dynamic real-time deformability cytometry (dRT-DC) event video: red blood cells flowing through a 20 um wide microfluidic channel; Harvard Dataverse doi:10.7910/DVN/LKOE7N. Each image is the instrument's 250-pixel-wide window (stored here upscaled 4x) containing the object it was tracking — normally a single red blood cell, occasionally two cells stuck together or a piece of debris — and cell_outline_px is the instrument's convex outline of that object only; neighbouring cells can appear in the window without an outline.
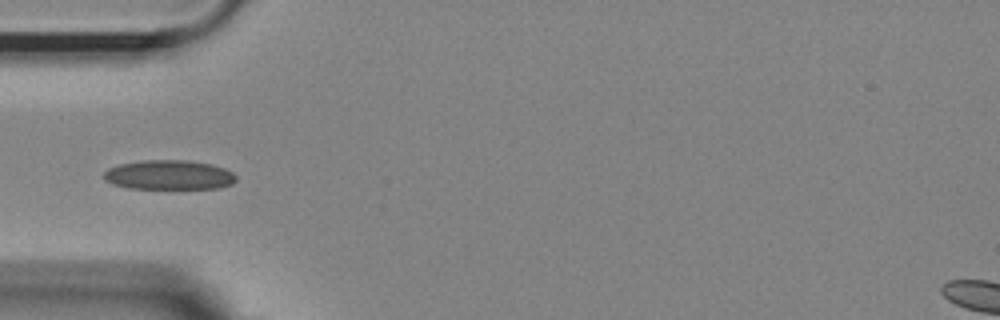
{"species": "Egyptian fruit bat (a non-hibernating species)", "species_latin": "Rousettus aegyptiacus", "temperature_condition": "room temperature", "stored_images_in_passage": 13, "camera_frame_rate_fps": 3000, "um_per_image_px": 0.085, "animal": {"sex": "female"}, "frame": {"image": 1, "passage_image": 1, "time_ms": 0.0, "image_size_px": [1000, 320], "cell_outline_px": [[236, 180], [232, 184], [220, 188], [128, 188], [112, 184], [104, 180], [104, 172], [108, 168], [120, 164], [144, 160], [184, 160], [212, 164], [224, 168], [232, 172], [236, 176]], "centroid_in_image_um": [14.36, 14.87], "position_along_channel_um": 70.6, "area_um2": 22.72}}
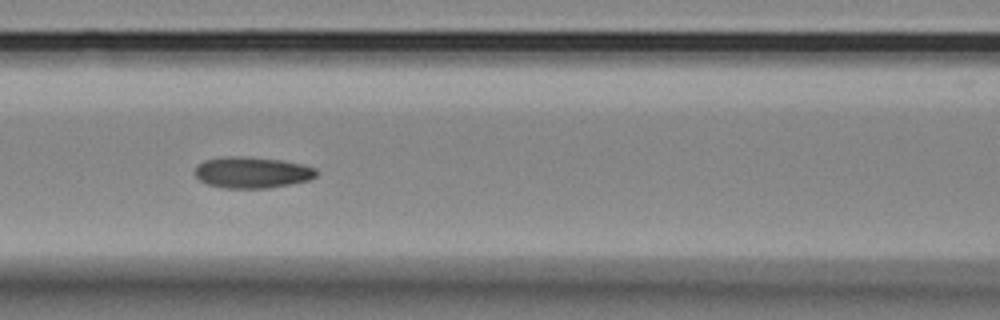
{"frame": {"image": 2, "passage_image": 7, "time_ms": 2.0, "image_size_px": [1000, 320], "cell_outline_px": [[316, 176], [308, 180], [268, 188], [224, 188], [208, 184], [200, 180], [192, 172], [196, 164], [204, 160], [224, 156], [244, 156], [284, 160], [316, 168]], "centroid_in_image_um": [21.36, 14.64], "position_along_channel_um": 145.2, "area_um2": 22.25}}
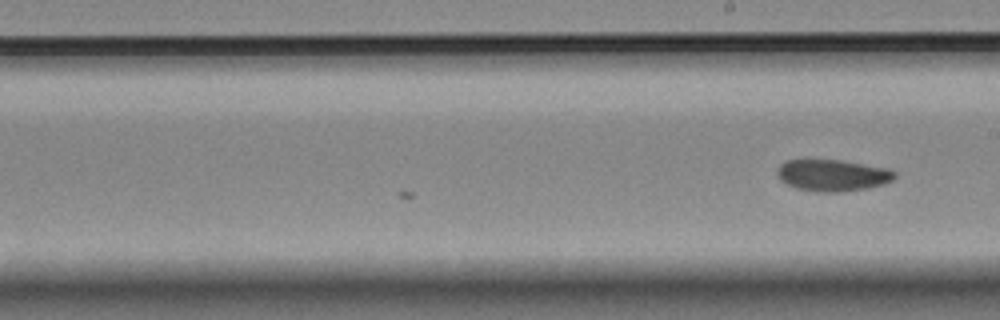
{"frame": {"image": 3, "passage_image": 13, "time_ms": 4.0, "image_size_px": [1000, 320], "cell_outline_px": [[896, 176], [892, 180], [884, 184], [868, 188], [840, 192], [820, 192], [796, 188], [780, 180], [776, 172], [776, 168], [784, 160], [840, 160], [888, 168], [896, 172]], "centroid_in_image_um": [70.76, 14.9], "position_along_channel_um": 218.2, "area_um2": 21.73}}